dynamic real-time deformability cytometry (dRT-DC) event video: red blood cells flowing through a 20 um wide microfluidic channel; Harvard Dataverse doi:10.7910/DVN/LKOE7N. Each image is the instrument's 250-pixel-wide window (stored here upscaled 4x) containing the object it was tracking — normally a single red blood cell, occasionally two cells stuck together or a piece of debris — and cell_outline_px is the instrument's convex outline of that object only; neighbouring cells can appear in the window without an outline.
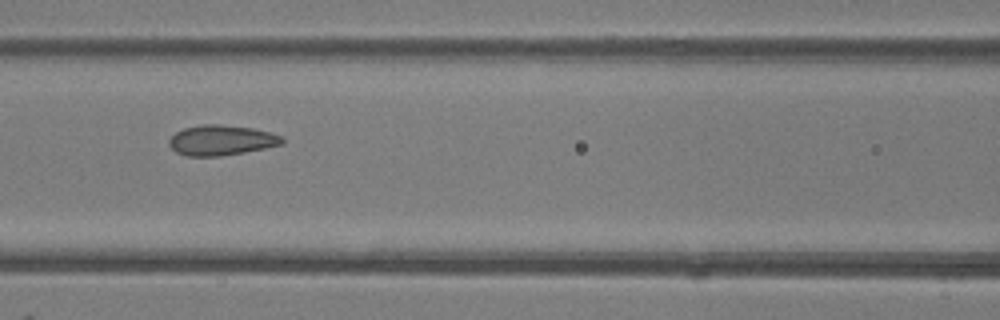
{"species": "common noctule bat (a hibernating species)", "species_latin": "Nyctalus noctula", "temperature_condition": "room temperature", "stored_images_in_passage": 6, "camera_frame_rate_fps": 3000, "um_per_image_px": 0.085, "animal": {"sex": "female"}, "frame": {"image": 1, "passage_image": 6, "time_ms": 1.667, "image_size_px": [1000, 320], "cell_outline_px": [[284, 144], [244, 152], [220, 156], [184, 156], [176, 152], [168, 144], [168, 140], [176, 132], [184, 128], [200, 124], [216, 124], [252, 128], [268, 132], [280, 136], [284, 140]], "centroid_in_image_um": [18.77, 11.92], "position_along_channel_um": 147.8, "area_um2": 19.83}}